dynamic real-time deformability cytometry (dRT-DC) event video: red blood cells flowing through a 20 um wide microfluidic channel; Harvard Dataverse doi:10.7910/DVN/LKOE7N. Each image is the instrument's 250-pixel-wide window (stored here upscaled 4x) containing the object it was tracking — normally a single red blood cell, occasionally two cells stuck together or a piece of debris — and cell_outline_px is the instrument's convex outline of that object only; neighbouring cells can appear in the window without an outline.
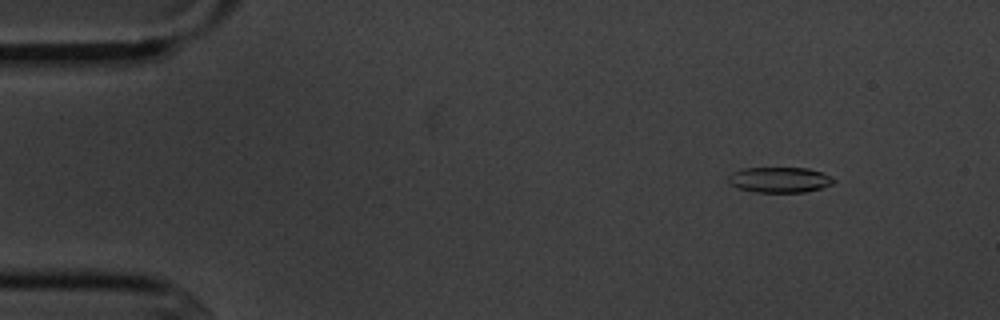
{"species": "common noctule bat (a hibernating species)", "species_latin": "Nyctalus noctula", "temperature_condition": "cold", "stored_images_in_passage": 4, "camera_frame_rate_fps": 3000, "um_per_image_px": 0.085, "animal": {"sex": "male", "body_mass_g": 20.1, "forearm_length_mm": 53.5}, "frame": {"image": 1, "passage_image": 2, "time_ms": 1.333, "image_size_px": [1000, 320], "cell_outline_px": [[836, 180], [832, 184], [820, 188], [804, 192], [752, 192], [740, 188], [732, 184], [728, 180], [728, 176], [732, 172], [740, 168], [808, 168], [832, 176]], "centroid_in_image_um": [66.26, 15.27], "position_along_channel_um": 18.7, "area_um2": 15.61}}